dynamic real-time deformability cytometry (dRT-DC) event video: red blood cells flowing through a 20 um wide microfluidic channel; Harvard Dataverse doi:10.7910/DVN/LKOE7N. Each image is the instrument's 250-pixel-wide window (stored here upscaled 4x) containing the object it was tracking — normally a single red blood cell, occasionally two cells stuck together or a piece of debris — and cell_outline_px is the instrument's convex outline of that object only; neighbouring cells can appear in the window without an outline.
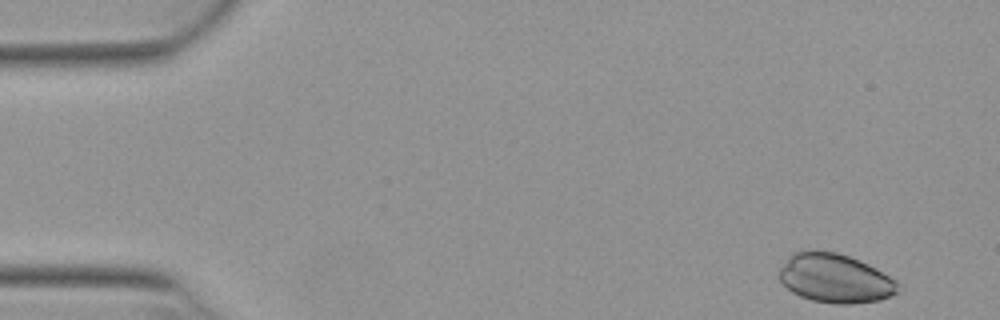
{"species": "Egyptian fruit bat (a non-hibernating species)", "species_latin": "Rousettus aegyptiacus", "temperature_condition": "warm", "stored_images_in_passage": 42, "camera_frame_rate_fps": 3000, "um_per_image_px": 0.085, "animal": {"sex": "female"}, "frame": {"image": 1, "passage_image": 1, "time_ms": 0.0, "image_size_px": [1000, 320], "cell_outline_px": [[896, 292], [880, 300], [852, 304], [836, 304], [812, 300], [800, 296], [792, 292], [780, 280], [780, 268], [788, 256], [792, 252], [812, 248], [836, 252], [848, 256], [868, 264], [896, 280]], "centroid_in_image_um": [70.92, 23.63], "position_along_channel_um": 14.1, "area_um2": 33.87}}
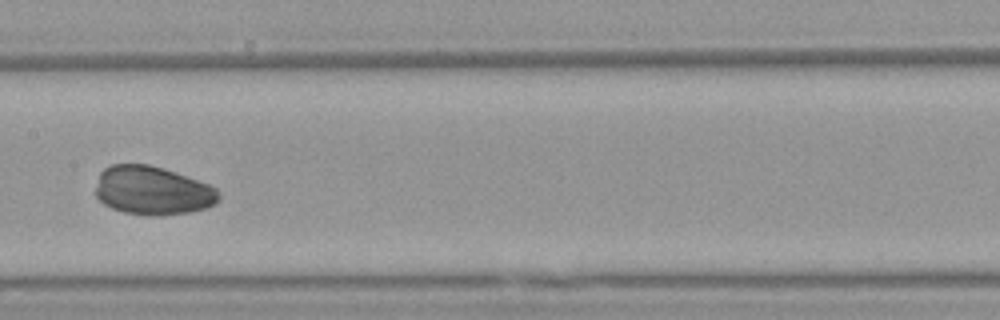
{"frame": {"image": 2, "passage_image": 24, "time_ms": 7.667, "image_size_px": [1000, 320], "cell_outline_px": [[220, 200], [216, 204], [208, 208], [188, 212], [124, 212], [112, 208], [104, 204], [96, 196], [96, 188], [100, 172], [104, 168], [112, 164], [148, 164], [164, 168], [176, 172], [208, 184], [216, 188], [220, 192]], "centroid_in_image_um": [12.99, 16.14], "position_along_channel_um": 194.4, "area_um2": 34.1}}
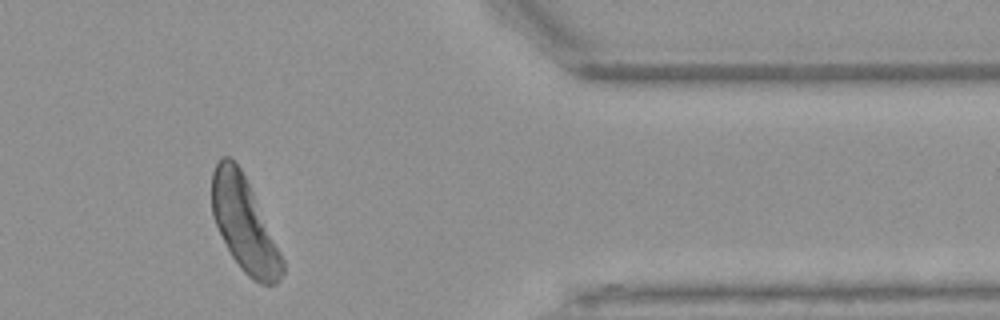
{"frame": {"image": 3, "passage_image": 41, "time_ms": 13.333, "image_size_px": [1000, 320], "cell_outline_px": [[284, 272], [280, 280], [276, 284], [260, 284], [248, 276], [240, 268], [232, 256], [212, 216], [212, 172], [220, 156], [228, 156], [240, 168], [252, 192], [284, 260]], "centroid_in_image_um": [20.76, 19.09], "position_along_channel_um": 390.6, "area_um2": 37.8}}